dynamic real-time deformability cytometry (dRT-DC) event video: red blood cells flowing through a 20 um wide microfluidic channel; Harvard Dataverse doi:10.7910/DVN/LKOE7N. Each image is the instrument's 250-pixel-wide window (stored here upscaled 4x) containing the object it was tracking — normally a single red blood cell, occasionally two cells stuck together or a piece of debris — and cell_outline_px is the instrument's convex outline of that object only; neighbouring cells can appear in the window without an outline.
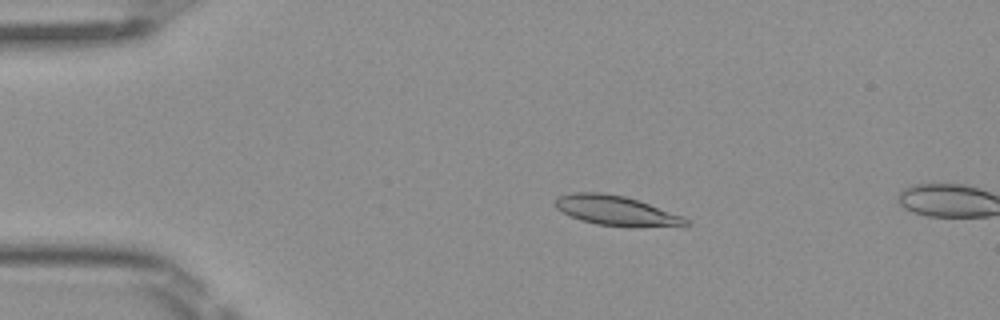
{"species": "Egyptian fruit bat (a non-hibernating species)", "species_latin": "Rousettus aegyptiacus", "temperature_condition": "room temperature", "stored_images_in_passage": 4, "camera_frame_rate_fps": 3000, "um_per_image_px": 0.085, "frame": {"image": 1, "passage_image": 3, "time_ms": 0.667, "image_size_px": [1000, 320], "cell_outline_px": [[692, 224], [684, 228], [640, 228], [596, 224], [580, 220], [556, 208], [556, 196], [572, 192], [604, 192], [624, 196], [684, 216]], "centroid_in_image_um": [52.51, 17.94], "position_along_channel_um": 32.5, "area_um2": 23.29}}